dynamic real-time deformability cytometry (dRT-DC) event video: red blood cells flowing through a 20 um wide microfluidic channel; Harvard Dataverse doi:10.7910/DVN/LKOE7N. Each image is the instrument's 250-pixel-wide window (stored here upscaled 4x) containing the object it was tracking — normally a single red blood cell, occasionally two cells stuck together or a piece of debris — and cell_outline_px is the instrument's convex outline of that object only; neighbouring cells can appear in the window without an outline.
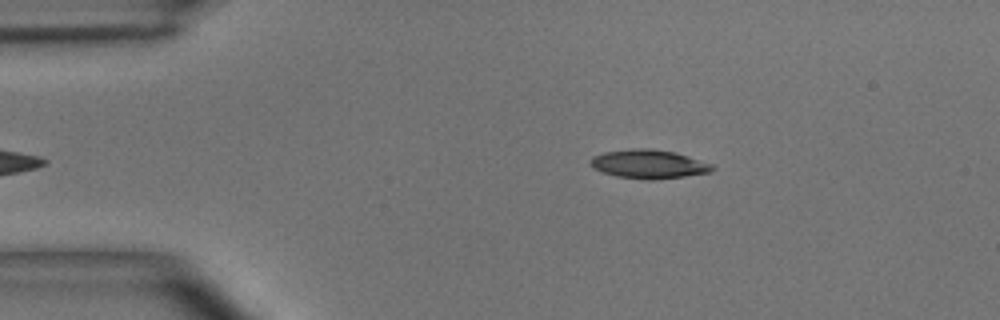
{"species": "common noctule bat (a hibernating species)", "species_latin": "Nyctalus noctula", "temperature_condition": "room temperature", "stored_images_in_passage": 42, "camera_frame_rate_fps": 3000, "um_per_image_px": 0.085, "animal": {"sex": "male", "body_mass_g": 15.6}, "frame": {"image": 1, "passage_image": 2, "time_ms": 0.333, "image_size_px": [1000, 320], "cell_outline_px": [[716, 168], [712, 172], [684, 176], [652, 180], [648, 180], [616, 176], [592, 168], [588, 164], [592, 156], [604, 152], [632, 148], [652, 148], [676, 152], [712, 164]], "centroid_in_image_um": [55.13, 13.94], "position_along_channel_um": 29.9, "area_um2": 20.63}}
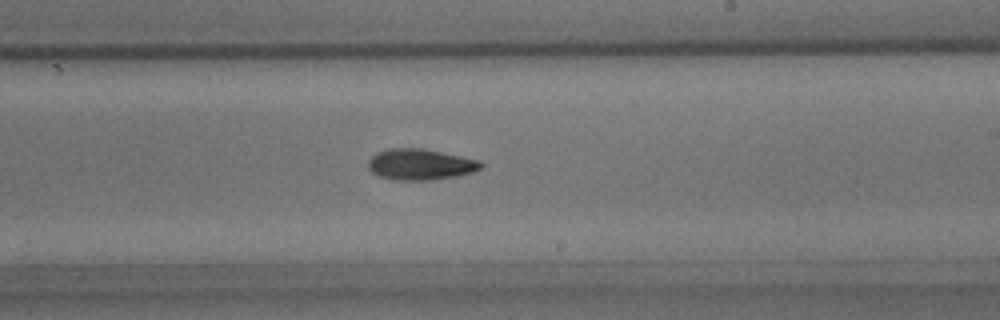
{"frame": {"image": 2, "passage_image": 22, "time_ms": 7.0, "image_size_px": [1000, 320], "cell_outline_px": [[484, 164], [480, 168], [472, 172], [456, 176], [432, 180], [392, 180], [380, 176], [372, 172], [368, 168], [368, 160], [376, 152], [388, 148], [420, 148], [480, 160]], "centroid_in_image_um": [35.7, 13.98], "position_along_channel_um": 253.3, "area_um2": 20.35}}
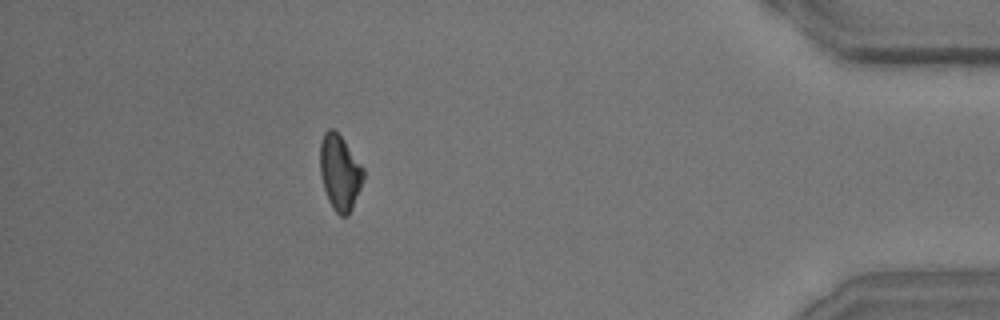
{"frame": {"image": 3, "passage_image": 37, "time_ms": 12.0, "image_size_px": [1000, 320], "cell_outline_px": [[364, 180], [352, 208], [348, 216], [340, 216], [332, 208], [324, 188], [320, 172], [320, 144], [324, 132], [328, 128], [332, 128], [344, 140], [364, 168]], "centroid_in_image_um": [28.89, 14.66], "position_along_channel_um": 406.3, "area_um2": 19.02}, "authors_computed_cell_mechanics": {"area_um2": 19.652, "velocity_mm_per_s": 4.0665, "shape_relaxation_time_tau1_ms": 3.891, "shape_relaxation_time_tau2_ms": null, "deformation_change_tau1": 0.14, "deformation_change_tau2": null}}